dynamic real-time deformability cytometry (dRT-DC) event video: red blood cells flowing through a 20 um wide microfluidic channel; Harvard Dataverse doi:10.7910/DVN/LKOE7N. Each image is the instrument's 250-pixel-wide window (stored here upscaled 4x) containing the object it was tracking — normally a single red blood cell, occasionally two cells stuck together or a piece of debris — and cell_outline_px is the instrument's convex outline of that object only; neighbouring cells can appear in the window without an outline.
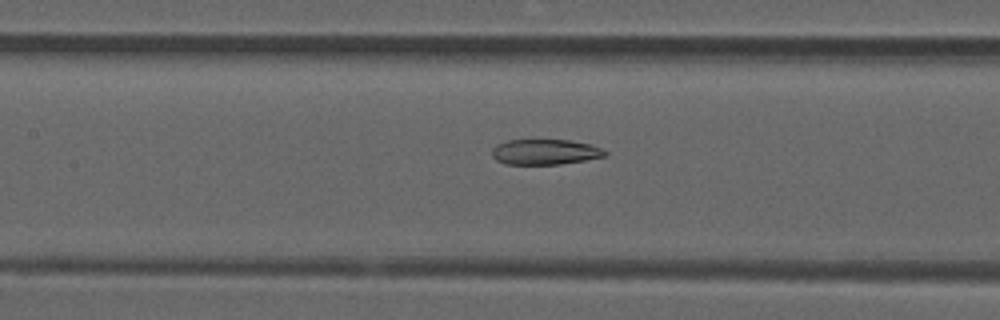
{"species": "common noctule bat (a hibernating species)", "species_latin": "Nyctalus noctula", "temperature_condition": "room temperature", "stored_images_in_passage": 41, "camera_frame_rate_fps": 3000, "um_per_image_px": 0.085, "animal": {"sex": "male", "forearm_length_mm": 52.5}, "frame": {"image": 1, "passage_image": 12, "time_ms": 3.667, "image_size_px": [1000, 320], "cell_outline_px": [[608, 152], [604, 156], [584, 160], [560, 164], [508, 164], [496, 160], [492, 156], [492, 148], [496, 144], [508, 140], [568, 140], [592, 144]], "centroid_in_image_um": [46.31, 12.91], "position_along_channel_um": 161.1, "area_um2": 16.65}}
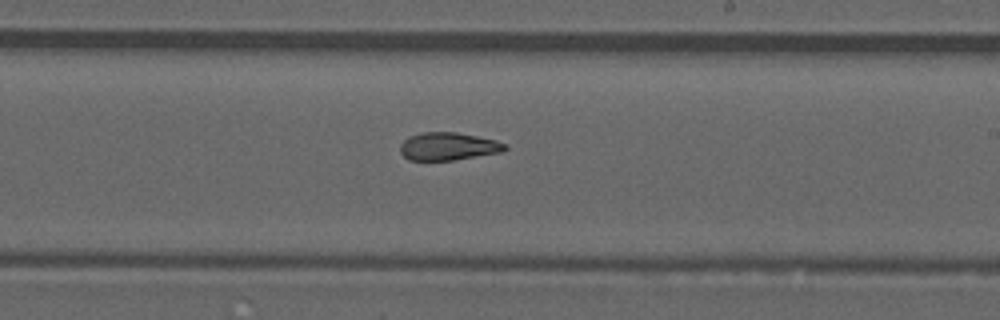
{"frame": {"image": 2, "passage_image": 19, "time_ms": 6.0, "image_size_px": [1000, 320], "cell_outline_px": [[508, 148], [504, 152], [452, 160], [408, 160], [400, 152], [400, 144], [408, 136], [424, 132], [456, 132], [496, 140], [508, 144]], "centroid_in_image_um": [38.12, 12.44], "position_along_channel_um": 250.9, "area_um2": 17.11}}
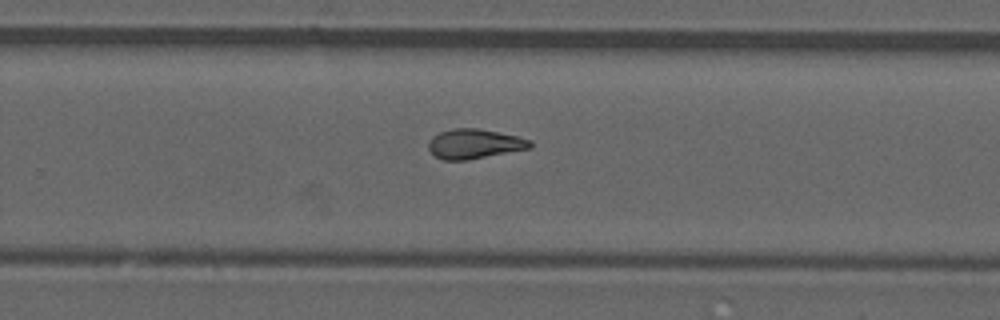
{"frame": {"image": 3, "passage_image": 22, "time_ms": 7.0, "image_size_px": [1000, 320], "cell_outline_px": [[532, 148], [468, 160], [444, 160], [436, 156], [428, 148], [428, 144], [432, 136], [440, 132], [452, 128], [476, 128], [516, 136], [532, 140]], "centroid_in_image_um": [40.33, 12.23], "position_along_channel_um": 289.5, "area_um2": 17.51}, "authors_computed_cell_mechanics": {"area_um2": 17.5712, "velocity_mm_per_s": 3.8719, "shape_relaxation_time_tau1_ms": null, "shape_relaxation_time_tau2_ms": 3.8904, "deformation_change_tau1": null, "deformation_change_tau2": 0.1039}}